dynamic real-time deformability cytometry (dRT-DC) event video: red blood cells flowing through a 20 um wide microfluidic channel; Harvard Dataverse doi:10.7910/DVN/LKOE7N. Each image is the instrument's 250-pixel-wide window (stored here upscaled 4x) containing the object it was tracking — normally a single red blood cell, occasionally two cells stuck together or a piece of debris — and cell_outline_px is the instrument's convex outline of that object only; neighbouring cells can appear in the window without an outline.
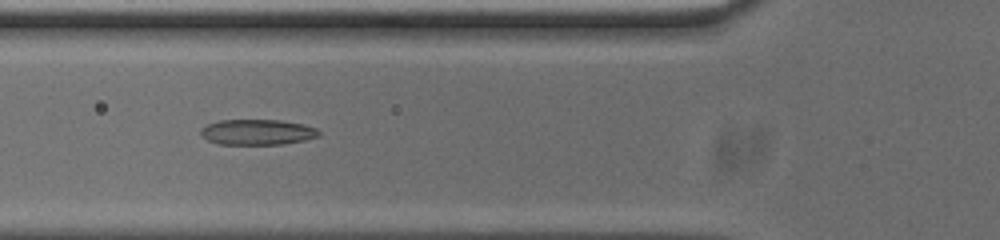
{"species": "common noctule bat (a hibernating species)", "species_latin": "Nyctalus noctula", "temperature_condition": "cold", "stored_images_in_passage": 53, "camera_frame_rate_fps": 3000, "um_per_image_px": 0.085, "animal": {"sex": "male", "body_mass_g": 20.0, "forearm_length_mm": 53.3}, "frame": {"image": 1, "passage_image": 18, "time_ms": 5.667, "image_size_px": [1000, 240], "cell_outline_px": [[320, 136], [304, 140], [284, 144], [220, 144], [208, 140], [200, 136], [200, 128], [208, 124], [220, 120], [280, 120], [304, 124], [316, 128], [320, 132]], "centroid_in_image_um": [21.87, 11.23], "position_along_channel_um": 103.9, "area_um2": 17.63}}
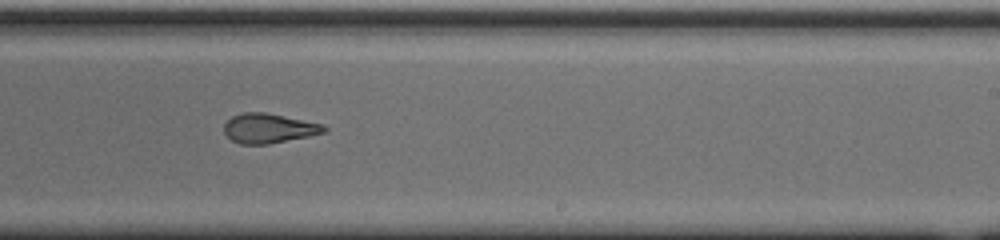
{"frame": {"image": 2, "passage_image": 31, "time_ms": 10.0, "image_size_px": [1000, 240], "cell_outline_px": [[328, 128], [324, 132], [308, 136], [268, 144], [240, 144], [232, 140], [224, 132], [224, 124], [232, 116], [244, 112], [264, 112], [324, 124]], "centroid_in_image_um": [22.84, 10.9], "position_along_channel_um": 266.2, "area_um2": 17.11}}
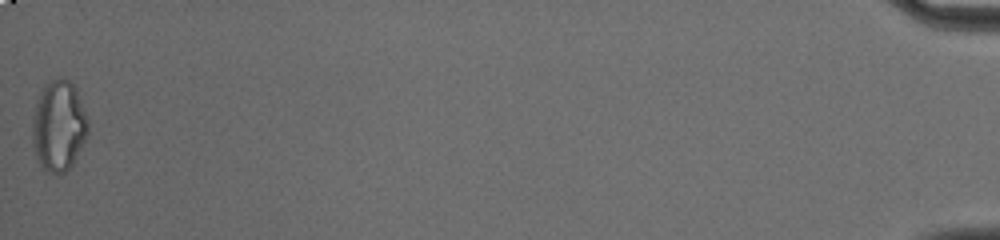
{"frame": {"image": 3, "passage_image": 53, "time_ms": 17.333, "image_size_px": [1000, 240], "cell_outline_px": [[88, 132], [72, 164], [60, 176], [56, 176], [40, 168], [36, 160], [32, 144], [32, 120], [36, 100], [40, 92], [52, 80], [60, 76], [68, 80], [76, 88], [88, 120]], "centroid_in_image_um": [4.95, 10.74], "position_along_channel_um": 430.2, "area_um2": 29.65}, "authors_computed_cell_mechanics": {"area_um2": 18.207, "velocity_mm_per_s": 3.7496, "shape_relaxation_time_tau1_ms": null, "shape_relaxation_time_tau2_ms": 2.6616, "deformation_change_tau1": null, "deformation_change_tau2": 0.121}}